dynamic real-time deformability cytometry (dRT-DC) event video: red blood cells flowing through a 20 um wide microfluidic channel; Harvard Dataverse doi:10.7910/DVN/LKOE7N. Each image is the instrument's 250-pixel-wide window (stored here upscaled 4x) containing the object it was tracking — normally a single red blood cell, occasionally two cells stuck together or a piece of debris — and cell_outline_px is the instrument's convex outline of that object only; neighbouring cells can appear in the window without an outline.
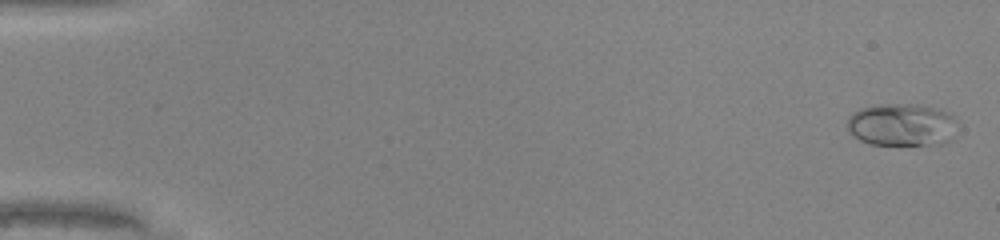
{"species": "common noctule bat (a hibernating species)", "species_latin": "Nyctalus noctula", "temperature_condition": "warm", "stored_images_in_passage": 48, "camera_frame_rate_fps": 3000, "um_per_image_px": 0.085, "animal": {"sex": "male", "body_mass_g": 20.0, "forearm_length_mm": 53.3}, "frame": {"image": 1, "passage_image": 2, "time_ms": 0.333, "image_size_px": [1000, 240], "cell_outline_px": [[960, 124], [948, 140], [944, 144], [872, 144], [860, 140], [848, 132], [848, 116], [852, 112], [860, 108], [880, 104], [920, 104], [940, 108], [952, 112]], "centroid_in_image_um": [76.71, 10.57], "position_along_channel_um": 8.3, "area_um2": 27.86}}
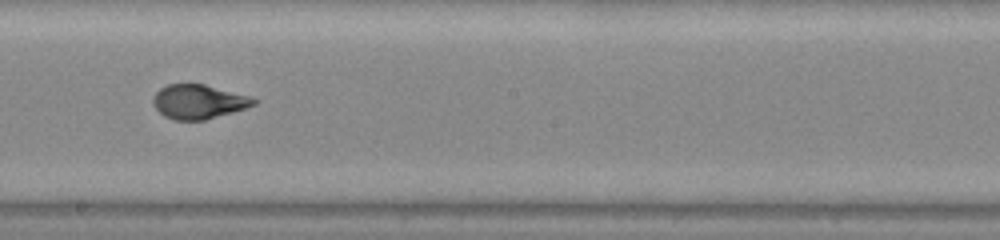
{"frame": {"image": 2, "passage_image": 29, "time_ms": 9.333, "image_size_px": [1000, 240], "cell_outline_px": [[260, 100], [256, 104], [232, 112], [204, 120], [176, 120], [164, 116], [156, 108], [152, 100], [156, 92], [160, 88], [168, 84], [204, 84], [248, 96]], "centroid_in_image_um": [16.87, 8.64], "position_along_channel_um": 231.3, "area_um2": 19.83}}
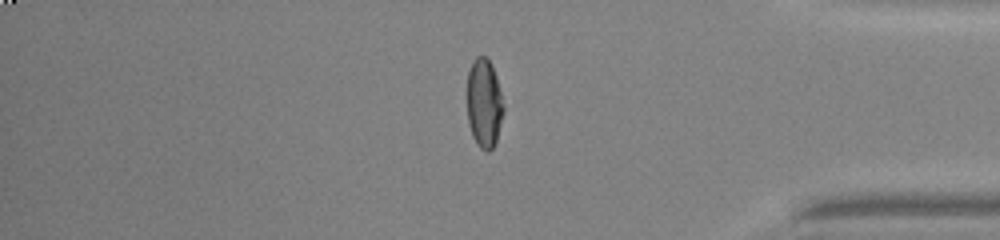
{"frame": {"image": 3, "passage_image": 42, "time_ms": 13.667, "image_size_px": [1000, 240], "cell_outline_px": [[504, 112], [496, 144], [488, 152], [480, 148], [472, 136], [468, 124], [468, 72], [472, 60], [476, 56], [484, 56], [488, 60], [496, 76], [504, 104]], "centroid_in_image_um": [41.16, 8.81], "position_along_channel_um": 394.0, "area_um2": 18.96}}